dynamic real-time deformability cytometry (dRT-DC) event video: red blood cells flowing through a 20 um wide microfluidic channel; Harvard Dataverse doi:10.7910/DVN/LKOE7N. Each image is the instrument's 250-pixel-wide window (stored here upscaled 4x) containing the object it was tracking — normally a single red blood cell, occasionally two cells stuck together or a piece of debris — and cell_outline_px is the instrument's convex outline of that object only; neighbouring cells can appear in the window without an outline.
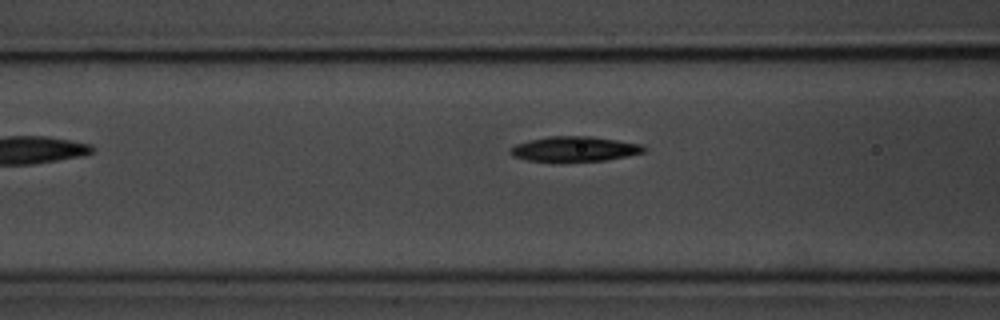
{"species": "common noctule bat (a hibernating species)", "species_latin": "Nyctalus noctula", "temperature_condition": "room temperature", "stored_images_in_passage": 4, "camera_frame_rate_fps": 3000, "um_per_image_px": 0.085, "animal": {"sex": "male", "body_mass_g": 20.1, "forearm_length_mm": 53.5}, "frame": {"image": 1, "passage_image": 3, "time_ms": 2.333, "image_size_px": [1000, 320], "cell_outline_px": [[648, 148], [644, 152], [604, 160], [528, 160], [512, 156], [508, 152], [508, 148], [516, 144], [528, 140], [548, 136], [592, 136], [644, 144]], "centroid_in_image_um": [48.83, 12.63], "position_along_channel_um": 117.8, "area_um2": 19.25}}
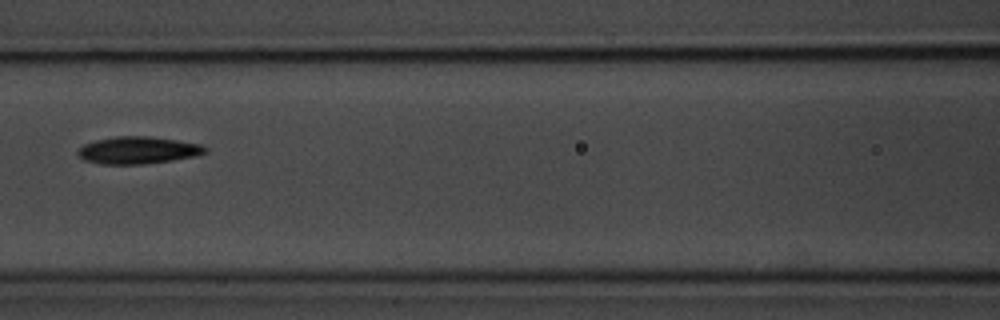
{"frame": {"image": 2, "passage_image": 4, "time_ms": 3.333, "image_size_px": [1000, 320], "cell_outline_px": [[208, 152], [196, 156], [172, 160], [144, 164], [100, 164], [84, 160], [76, 152], [84, 144], [96, 140], [116, 136], [152, 136], [200, 144], [208, 148]], "centroid_in_image_um": [11.75, 12.77], "position_along_channel_um": 154.9, "area_um2": 20.23}}